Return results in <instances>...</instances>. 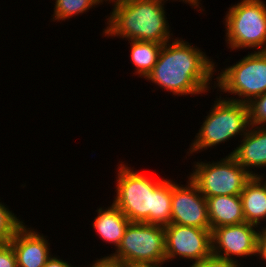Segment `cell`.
Here are the masks:
<instances>
[{"label":"cell","mask_w":266,"mask_h":267,"mask_svg":"<svg viewBox=\"0 0 266 267\" xmlns=\"http://www.w3.org/2000/svg\"><path fill=\"white\" fill-rule=\"evenodd\" d=\"M210 60L199 48L175 39L172 44H163L158 60L146 79L170 90L173 95L205 93L209 91V82L215 72L214 62Z\"/></svg>","instance_id":"cell-1"},{"label":"cell","mask_w":266,"mask_h":267,"mask_svg":"<svg viewBox=\"0 0 266 267\" xmlns=\"http://www.w3.org/2000/svg\"><path fill=\"white\" fill-rule=\"evenodd\" d=\"M113 204L130 220L159 226L171 224L172 181L152 180L121 164Z\"/></svg>","instance_id":"cell-2"},{"label":"cell","mask_w":266,"mask_h":267,"mask_svg":"<svg viewBox=\"0 0 266 267\" xmlns=\"http://www.w3.org/2000/svg\"><path fill=\"white\" fill-rule=\"evenodd\" d=\"M107 1L114 2V7L103 32L106 36L158 44L169 42L171 34L163 7L165 0Z\"/></svg>","instance_id":"cell-3"},{"label":"cell","mask_w":266,"mask_h":267,"mask_svg":"<svg viewBox=\"0 0 266 267\" xmlns=\"http://www.w3.org/2000/svg\"><path fill=\"white\" fill-rule=\"evenodd\" d=\"M217 98L190 146V154L215 146L238 135H245L250 127L246 103ZM242 132V133H241Z\"/></svg>","instance_id":"cell-4"},{"label":"cell","mask_w":266,"mask_h":267,"mask_svg":"<svg viewBox=\"0 0 266 267\" xmlns=\"http://www.w3.org/2000/svg\"><path fill=\"white\" fill-rule=\"evenodd\" d=\"M226 41L231 49L260 48L266 51V5L261 0H241L230 7L226 18Z\"/></svg>","instance_id":"cell-5"},{"label":"cell","mask_w":266,"mask_h":267,"mask_svg":"<svg viewBox=\"0 0 266 267\" xmlns=\"http://www.w3.org/2000/svg\"><path fill=\"white\" fill-rule=\"evenodd\" d=\"M109 257L126 265L164 263L166 261L164 226L129 222L116 252Z\"/></svg>","instance_id":"cell-6"},{"label":"cell","mask_w":266,"mask_h":267,"mask_svg":"<svg viewBox=\"0 0 266 267\" xmlns=\"http://www.w3.org/2000/svg\"><path fill=\"white\" fill-rule=\"evenodd\" d=\"M216 79V86L222 92L241 97L228 100L249 103L266 92V51L248 54L235 65L225 68Z\"/></svg>","instance_id":"cell-7"},{"label":"cell","mask_w":266,"mask_h":267,"mask_svg":"<svg viewBox=\"0 0 266 267\" xmlns=\"http://www.w3.org/2000/svg\"><path fill=\"white\" fill-rule=\"evenodd\" d=\"M189 179L205 198L221 195L240 196L253 177L229 154L219 162H197Z\"/></svg>","instance_id":"cell-8"},{"label":"cell","mask_w":266,"mask_h":267,"mask_svg":"<svg viewBox=\"0 0 266 267\" xmlns=\"http://www.w3.org/2000/svg\"><path fill=\"white\" fill-rule=\"evenodd\" d=\"M164 230L166 261L179 256L198 263L212 254L211 230L172 223Z\"/></svg>","instance_id":"cell-9"},{"label":"cell","mask_w":266,"mask_h":267,"mask_svg":"<svg viewBox=\"0 0 266 267\" xmlns=\"http://www.w3.org/2000/svg\"><path fill=\"white\" fill-rule=\"evenodd\" d=\"M256 227L258 226L243 222L214 228L211 231L212 254L229 261L236 260L231 255L238 257L255 256L258 254L259 235V231L254 229Z\"/></svg>","instance_id":"cell-10"},{"label":"cell","mask_w":266,"mask_h":267,"mask_svg":"<svg viewBox=\"0 0 266 267\" xmlns=\"http://www.w3.org/2000/svg\"><path fill=\"white\" fill-rule=\"evenodd\" d=\"M171 223L211 230L206 198L189 179L187 186L172 182Z\"/></svg>","instance_id":"cell-11"},{"label":"cell","mask_w":266,"mask_h":267,"mask_svg":"<svg viewBox=\"0 0 266 267\" xmlns=\"http://www.w3.org/2000/svg\"><path fill=\"white\" fill-rule=\"evenodd\" d=\"M29 229L23 225L10 242L17 267H44L51 257L49 243L43 235Z\"/></svg>","instance_id":"cell-12"},{"label":"cell","mask_w":266,"mask_h":267,"mask_svg":"<svg viewBox=\"0 0 266 267\" xmlns=\"http://www.w3.org/2000/svg\"><path fill=\"white\" fill-rule=\"evenodd\" d=\"M251 128L249 127L242 143L230 155L253 177H260L261 175L250 171L249 167L266 166V127L251 126Z\"/></svg>","instance_id":"cell-13"},{"label":"cell","mask_w":266,"mask_h":267,"mask_svg":"<svg viewBox=\"0 0 266 267\" xmlns=\"http://www.w3.org/2000/svg\"><path fill=\"white\" fill-rule=\"evenodd\" d=\"M211 231L214 228L245 222L240 196L217 195L206 198Z\"/></svg>","instance_id":"cell-14"},{"label":"cell","mask_w":266,"mask_h":267,"mask_svg":"<svg viewBox=\"0 0 266 267\" xmlns=\"http://www.w3.org/2000/svg\"><path fill=\"white\" fill-rule=\"evenodd\" d=\"M263 176L252 177L240 194L245 222L259 225L266 219V182Z\"/></svg>","instance_id":"cell-15"},{"label":"cell","mask_w":266,"mask_h":267,"mask_svg":"<svg viewBox=\"0 0 266 267\" xmlns=\"http://www.w3.org/2000/svg\"><path fill=\"white\" fill-rule=\"evenodd\" d=\"M97 211L93 227L102 240L115 244L117 249L130 220L113 203L108 209L99 208Z\"/></svg>","instance_id":"cell-16"},{"label":"cell","mask_w":266,"mask_h":267,"mask_svg":"<svg viewBox=\"0 0 266 267\" xmlns=\"http://www.w3.org/2000/svg\"><path fill=\"white\" fill-rule=\"evenodd\" d=\"M131 59L136 74L146 76L153 70L163 44L148 41L131 40Z\"/></svg>","instance_id":"cell-17"},{"label":"cell","mask_w":266,"mask_h":267,"mask_svg":"<svg viewBox=\"0 0 266 267\" xmlns=\"http://www.w3.org/2000/svg\"><path fill=\"white\" fill-rule=\"evenodd\" d=\"M102 2L103 0H56L53 19L60 21L72 18V16L87 12L89 8Z\"/></svg>","instance_id":"cell-18"},{"label":"cell","mask_w":266,"mask_h":267,"mask_svg":"<svg viewBox=\"0 0 266 267\" xmlns=\"http://www.w3.org/2000/svg\"><path fill=\"white\" fill-rule=\"evenodd\" d=\"M23 223L6 205L0 203V244L10 243Z\"/></svg>","instance_id":"cell-19"},{"label":"cell","mask_w":266,"mask_h":267,"mask_svg":"<svg viewBox=\"0 0 266 267\" xmlns=\"http://www.w3.org/2000/svg\"><path fill=\"white\" fill-rule=\"evenodd\" d=\"M248 105L250 126L266 125V92L260 96L254 97ZM265 124V125H264Z\"/></svg>","instance_id":"cell-20"},{"label":"cell","mask_w":266,"mask_h":267,"mask_svg":"<svg viewBox=\"0 0 266 267\" xmlns=\"http://www.w3.org/2000/svg\"><path fill=\"white\" fill-rule=\"evenodd\" d=\"M240 265L241 264H238L237 260L229 261L227 259L211 254L201 262L193 263L190 267H240Z\"/></svg>","instance_id":"cell-21"},{"label":"cell","mask_w":266,"mask_h":267,"mask_svg":"<svg viewBox=\"0 0 266 267\" xmlns=\"http://www.w3.org/2000/svg\"><path fill=\"white\" fill-rule=\"evenodd\" d=\"M0 267H17L16 256L10 243L0 244Z\"/></svg>","instance_id":"cell-22"},{"label":"cell","mask_w":266,"mask_h":267,"mask_svg":"<svg viewBox=\"0 0 266 267\" xmlns=\"http://www.w3.org/2000/svg\"><path fill=\"white\" fill-rule=\"evenodd\" d=\"M92 265L91 267H127L123 262L114 260L109 256L96 260Z\"/></svg>","instance_id":"cell-23"},{"label":"cell","mask_w":266,"mask_h":267,"mask_svg":"<svg viewBox=\"0 0 266 267\" xmlns=\"http://www.w3.org/2000/svg\"><path fill=\"white\" fill-rule=\"evenodd\" d=\"M261 230L258 235V254L266 261V227Z\"/></svg>","instance_id":"cell-24"},{"label":"cell","mask_w":266,"mask_h":267,"mask_svg":"<svg viewBox=\"0 0 266 267\" xmlns=\"http://www.w3.org/2000/svg\"><path fill=\"white\" fill-rule=\"evenodd\" d=\"M44 267H73L72 265L70 266L68 264V262H64L63 260L59 259V258H55L54 256L50 257L46 264L44 265Z\"/></svg>","instance_id":"cell-25"},{"label":"cell","mask_w":266,"mask_h":267,"mask_svg":"<svg viewBox=\"0 0 266 267\" xmlns=\"http://www.w3.org/2000/svg\"><path fill=\"white\" fill-rule=\"evenodd\" d=\"M163 263L130 264L127 267H161Z\"/></svg>","instance_id":"cell-26"},{"label":"cell","mask_w":266,"mask_h":267,"mask_svg":"<svg viewBox=\"0 0 266 267\" xmlns=\"http://www.w3.org/2000/svg\"><path fill=\"white\" fill-rule=\"evenodd\" d=\"M167 1V0H166ZM181 1H185V3L187 2V3H189L190 5H192V6H194V7H198V8H200L199 7V0H181Z\"/></svg>","instance_id":"cell-27"}]
</instances>
